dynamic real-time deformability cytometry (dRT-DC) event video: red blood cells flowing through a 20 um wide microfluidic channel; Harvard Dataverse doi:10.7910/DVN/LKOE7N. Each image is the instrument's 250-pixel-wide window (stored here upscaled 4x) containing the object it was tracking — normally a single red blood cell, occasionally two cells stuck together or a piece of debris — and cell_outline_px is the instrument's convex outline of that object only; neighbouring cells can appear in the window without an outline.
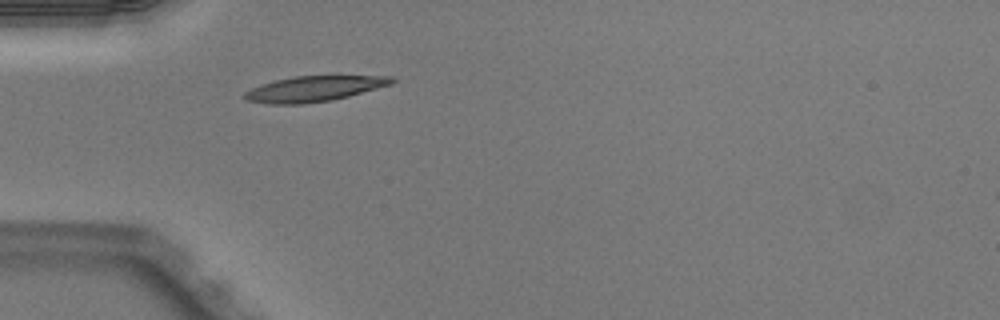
{"species": "Egyptian fruit bat (a non-hibernating species)", "species_latin": "Rousettus aegyptiacus", "temperature_condition": "warm", "stored_images_in_passage": 33, "camera_frame_rate_fps": 3000, "um_per_image_px": 0.085, "animal": {"sex": "male"}, "frame": {"image": 1, "passage_image": 1, "time_ms": 0.0, "image_size_px": [1000, 320], "cell_outline_px": [[396, 80], [392, 84], [348, 96], [332, 100], [304, 104], [268, 104], [244, 100], [240, 96], [244, 92], [252, 88], [276, 80], [296, 76], [392, 76]], "centroid_in_image_um": [26.66, 7.56], "position_along_channel_um": 58.3, "area_um2": 21.79}}
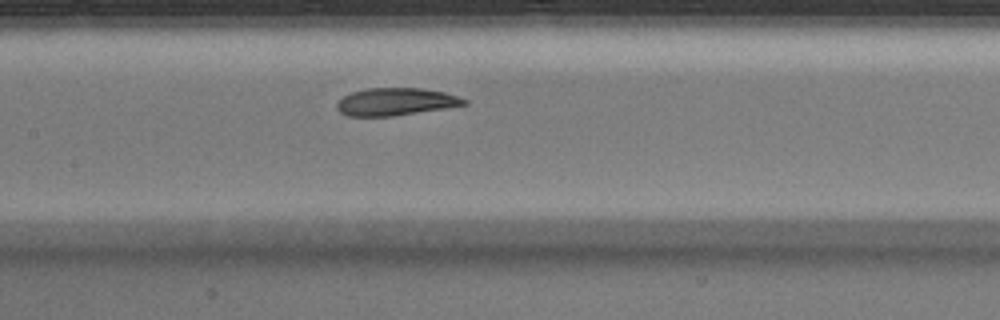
{"frame": {"image": 2, "passage_image": 10, "time_ms": 3.0, "image_size_px": [1000, 320], "cell_outline_px": [[468, 104], [448, 108], [392, 116], [348, 116], [340, 112], [336, 108], [336, 104], [344, 96], [352, 92], [368, 88], [420, 88], [444, 92], [468, 100]], "centroid_in_image_um": [33.65, 8.65], "position_along_channel_um": 173.8, "area_um2": 20.35}}
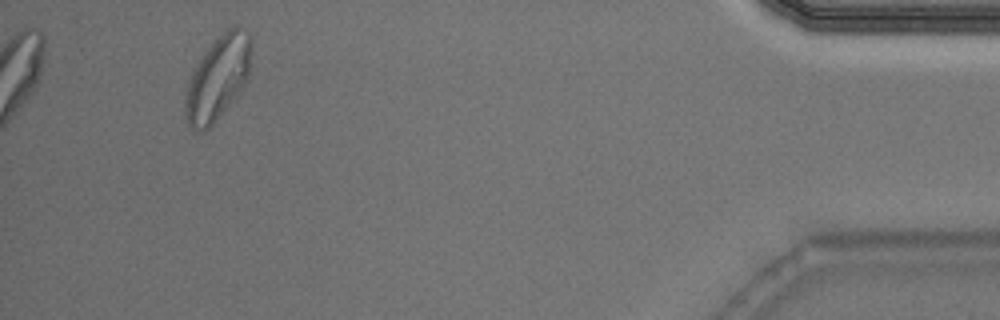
{"frame": {"image": 3, "passage_image": 33, "time_ms": 10.667, "image_size_px": [1000, 320], "cell_outline_px": [[252, 48], [248, 80], [240, 92], [216, 120], [204, 132], [192, 132], [188, 128], [184, 120], [184, 100], [188, 84], [192, 72], [196, 64], [204, 52], [232, 24], [236, 24], [244, 28], [252, 36]], "centroid_in_image_um": [18.52, 6.65], "position_along_channel_um": 416.7, "area_um2": 32.95}, "authors_computed_cell_mechanics": {"area_um2": 21.7906, "velocity_mm_per_s": 4.0086, "shape_relaxation_time_tau1_ms": 2.87, "shape_relaxation_time_tau2_ms": 1.8423, "deformation_change_tau1": 0.1507, "deformation_change_tau2": 0.0636}}